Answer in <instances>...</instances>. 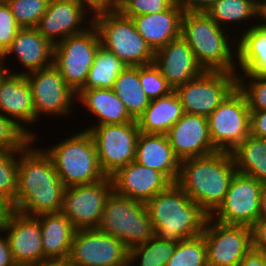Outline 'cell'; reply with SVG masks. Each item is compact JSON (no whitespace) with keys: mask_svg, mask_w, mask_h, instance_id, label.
Returning <instances> with one entry per match:
<instances>
[{"mask_svg":"<svg viewBox=\"0 0 266 266\" xmlns=\"http://www.w3.org/2000/svg\"><path fill=\"white\" fill-rule=\"evenodd\" d=\"M100 45L114 53L126 65L140 67L154 64V52L137 31L132 18L119 10L93 16Z\"/></svg>","mask_w":266,"mask_h":266,"instance_id":"6","label":"cell"},{"mask_svg":"<svg viewBox=\"0 0 266 266\" xmlns=\"http://www.w3.org/2000/svg\"><path fill=\"white\" fill-rule=\"evenodd\" d=\"M145 206L155 236L175 243L200 236L210 217L176 183L155 195Z\"/></svg>","mask_w":266,"mask_h":266,"instance_id":"3","label":"cell"},{"mask_svg":"<svg viewBox=\"0 0 266 266\" xmlns=\"http://www.w3.org/2000/svg\"><path fill=\"white\" fill-rule=\"evenodd\" d=\"M258 24L266 27V0H258L257 4Z\"/></svg>","mask_w":266,"mask_h":266,"instance_id":"50","label":"cell"},{"mask_svg":"<svg viewBox=\"0 0 266 266\" xmlns=\"http://www.w3.org/2000/svg\"><path fill=\"white\" fill-rule=\"evenodd\" d=\"M174 0H123L118 10L126 17L159 13L167 10Z\"/></svg>","mask_w":266,"mask_h":266,"instance_id":"41","label":"cell"},{"mask_svg":"<svg viewBox=\"0 0 266 266\" xmlns=\"http://www.w3.org/2000/svg\"><path fill=\"white\" fill-rule=\"evenodd\" d=\"M14 18L21 28H36L48 9L50 0H7Z\"/></svg>","mask_w":266,"mask_h":266,"instance_id":"37","label":"cell"},{"mask_svg":"<svg viewBox=\"0 0 266 266\" xmlns=\"http://www.w3.org/2000/svg\"><path fill=\"white\" fill-rule=\"evenodd\" d=\"M113 191L120 196L148 202L172 182L160 171L133 161L111 176Z\"/></svg>","mask_w":266,"mask_h":266,"instance_id":"21","label":"cell"},{"mask_svg":"<svg viewBox=\"0 0 266 266\" xmlns=\"http://www.w3.org/2000/svg\"><path fill=\"white\" fill-rule=\"evenodd\" d=\"M118 5L123 1V0H116Z\"/></svg>","mask_w":266,"mask_h":266,"instance_id":"55","label":"cell"},{"mask_svg":"<svg viewBox=\"0 0 266 266\" xmlns=\"http://www.w3.org/2000/svg\"><path fill=\"white\" fill-rule=\"evenodd\" d=\"M1 232L2 231H0V266H14L15 262L11 254L9 241L6 235Z\"/></svg>","mask_w":266,"mask_h":266,"instance_id":"48","label":"cell"},{"mask_svg":"<svg viewBox=\"0 0 266 266\" xmlns=\"http://www.w3.org/2000/svg\"><path fill=\"white\" fill-rule=\"evenodd\" d=\"M98 161L103 173L111 177L120 168L135 161L140 130L137 120L125 124H106L91 127Z\"/></svg>","mask_w":266,"mask_h":266,"instance_id":"10","label":"cell"},{"mask_svg":"<svg viewBox=\"0 0 266 266\" xmlns=\"http://www.w3.org/2000/svg\"><path fill=\"white\" fill-rule=\"evenodd\" d=\"M40 222L43 262L49 259L69 258L76 229L61 212L35 216Z\"/></svg>","mask_w":266,"mask_h":266,"instance_id":"27","label":"cell"},{"mask_svg":"<svg viewBox=\"0 0 266 266\" xmlns=\"http://www.w3.org/2000/svg\"><path fill=\"white\" fill-rule=\"evenodd\" d=\"M13 211L12 204L7 199L0 196V231H2L3 227L7 224Z\"/></svg>","mask_w":266,"mask_h":266,"instance_id":"49","label":"cell"},{"mask_svg":"<svg viewBox=\"0 0 266 266\" xmlns=\"http://www.w3.org/2000/svg\"><path fill=\"white\" fill-rule=\"evenodd\" d=\"M166 266H208L204 237L200 235L178 242Z\"/></svg>","mask_w":266,"mask_h":266,"instance_id":"35","label":"cell"},{"mask_svg":"<svg viewBox=\"0 0 266 266\" xmlns=\"http://www.w3.org/2000/svg\"><path fill=\"white\" fill-rule=\"evenodd\" d=\"M218 0H174L184 13L186 12H204Z\"/></svg>","mask_w":266,"mask_h":266,"instance_id":"46","label":"cell"},{"mask_svg":"<svg viewBox=\"0 0 266 266\" xmlns=\"http://www.w3.org/2000/svg\"><path fill=\"white\" fill-rule=\"evenodd\" d=\"M26 79L31 88L38 120L47 115L55 118L68 117V114L71 116L77 96L54 65L30 72L26 74Z\"/></svg>","mask_w":266,"mask_h":266,"instance_id":"14","label":"cell"},{"mask_svg":"<svg viewBox=\"0 0 266 266\" xmlns=\"http://www.w3.org/2000/svg\"><path fill=\"white\" fill-rule=\"evenodd\" d=\"M230 153L238 173L266 183V139L249 135Z\"/></svg>","mask_w":266,"mask_h":266,"instance_id":"31","label":"cell"},{"mask_svg":"<svg viewBox=\"0 0 266 266\" xmlns=\"http://www.w3.org/2000/svg\"><path fill=\"white\" fill-rule=\"evenodd\" d=\"M7 72L6 66L4 65V63L1 60L0 57V80L2 79L3 75Z\"/></svg>","mask_w":266,"mask_h":266,"instance_id":"53","label":"cell"},{"mask_svg":"<svg viewBox=\"0 0 266 266\" xmlns=\"http://www.w3.org/2000/svg\"><path fill=\"white\" fill-rule=\"evenodd\" d=\"M183 10L173 3L159 13L132 17L137 31L155 53L167 43L181 35Z\"/></svg>","mask_w":266,"mask_h":266,"instance_id":"24","label":"cell"},{"mask_svg":"<svg viewBox=\"0 0 266 266\" xmlns=\"http://www.w3.org/2000/svg\"><path fill=\"white\" fill-rule=\"evenodd\" d=\"M166 136L180 161L217 152L210 140L207 117L202 115L185 113Z\"/></svg>","mask_w":266,"mask_h":266,"instance_id":"20","label":"cell"},{"mask_svg":"<svg viewBox=\"0 0 266 266\" xmlns=\"http://www.w3.org/2000/svg\"><path fill=\"white\" fill-rule=\"evenodd\" d=\"M229 33L207 13L183 14L181 36L203 70L237 73V37Z\"/></svg>","mask_w":266,"mask_h":266,"instance_id":"4","label":"cell"},{"mask_svg":"<svg viewBox=\"0 0 266 266\" xmlns=\"http://www.w3.org/2000/svg\"><path fill=\"white\" fill-rule=\"evenodd\" d=\"M135 161L162 172L172 183L178 178L180 160L175 156L166 134L140 133Z\"/></svg>","mask_w":266,"mask_h":266,"instance_id":"25","label":"cell"},{"mask_svg":"<svg viewBox=\"0 0 266 266\" xmlns=\"http://www.w3.org/2000/svg\"><path fill=\"white\" fill-rule=\"evenodd\" d=\"M260 218H266V183H263L260 194Z\"/></svg>","mask_w":266,"mask_h":266,"instance_id":"52","label":"cell"},{"mask_svg":"<svg viewBox=\"0 0 266 266\" xmlns=\"http://www.w3.org/2000/svg\"><path fill=\"white\" fill-rule=\"evenodd\" d=\"M33 138L14 120L0 113V149L23 150Z\"/></svg>","mask_w":266,"mask_h":266,"instance_id":"39","label":"cell"},{"mask_svg":"<svg viewBox=\"0 0 266 266\" xmlns=\"http://www.w3.org/2000/svg\"><path fill=\"white\" fill-rule=\"evenodd\" d=\"M80 4L92 16L102 13L118 10V3L116 0H78Z\"/></svg>","mask_w":266,"mask_h":266,"instance_id":"43","label":"cell"},{"mask_svg":"<svg viewBox=\"0 0 266 266\" xmlns=\"http://www.w3.org/2000/svg\"><path fill=\"white\" fill-rule=\"evenodd\" d=\"M128 65L99 45L93 64L81 89H112L115 80Z\"/></svg>","mask_w":266,"mask_h":266,"instance_id":"33","label":"cell"},{"mask_svg":"<svg viewBox=\"0 0 266 266\" xmlns=\"http://www.w3.org/2000/svg\"><path fill=\"white\" fill-rule=\"evenodd\" d=\"M97 229L119 239L128 249L155 235L145 203L117 195L107 198Z\"/></svg>","mask_w":266,"mask_h":266,"instance_id":"7","label":"cell"},{"mask_svg":"<svg viewBox=\"0 0 266 266\" xmlns=\"http://www.w3.org/2000/svg\"><path fill=\"white\" fill-rule=\"evenodd\" d=\"M237 172L230 152L217 151L207 156L180 161L176 184L211 215L223 202Z\"/></svg>","mask_w":266,"mask_h":266,"instance_id":"2","label":"cell"},{"mask_svg":"<svg viewBox=\"0 0 266 266\" xmlns=\"http://www.w3.org/2000/svg\"><path fill=\"white\" fill-rule=\"evenodd\" d=\"M250 110L236 88L208 117L210 140L217 151L231 152L250 135Z\"/></svg>","mask_w":266,"mask_h":266,"instance_id":"11","label":"cell"},{"mask_svg":"<svg viewBox=\"0 0 266 266\" xmlns=\"http://www.w3.org/2000/svg\"><path fill=\"white\" fill-rule=\"evenodd\" d=\"M19 151L0 149V196L12 205L17 197V170Z\"/></svg>","mask_w":266,"mask_h":266,"instance_id":"36","label":"cell"},{"mask_svg":"<svg viewBox=\"0 0 266 266\" xmlns=\"http://www.w3.org/2000/svg\"><path fill=\"white\" fill-rule=\"evenodd\" d=\"M8 56H14L24 69L18 72V70L13 71L7 66V71L26 75L53 65L54 45L45 39L36 28H21L12 40L10 47L1 56L5 66Z\"/></svg>","mask_w":266,"mask_h":266,"instance_id":"22","label":"cell"},{"mask_svg":"<svg viewBox=\"0 0 266 266\" xmlns=\"http://www.w3.org/2000/svg\"><path fill=\"white\" fill-rule=\"evenodd\" d=\"M238 266H266V253L252 248Z\"/></svg>","mask_w":266,"mask_h":266,"instance_id":"47","label":"cell"},{"mask_svg":"<svg viewBox=\"0 0 266 266\" xmlns=\"http://www.w3.org/2000/svg\"><path fill=\"white\" fill-rule=\"evenodd\" d=\"M4 2H6L5 0H0V4H3Z\"/></svg>","mask_w":266,"mask_h":266,"instance_id":"56","label":"cell"},{"mask_svg":"<svg viewBox=\"0 0 266 266\" xmlns=\"http://www.w3.org/2000/svg\"><path fill=\"white\" fill-rule=\"evenodd\" d=\"M99 45V34L93 24L83 33L54 45L53 65L75 93L84 86Z\"/></svg>","mask_w":266,"mask_h":266,"instance_id":"8","label":"cell"},{"mask_svg":"<svg viewBox=\"0 0 266 266\" xmlns=\"http://www.w3.org/2000/svg\"><path fill=\"white\" fill-rule=\"evenodd\" d=\"M0 113L14 120L37 141V133L28 128L33 123L35 126L39 121L36 118L32 92L26 75L8 71L3 75L0 80Z\"/></svg>","mask_w":266,"mask_h":266,"instance_id":"19","label":"cell"},{"mask_svg":"<svg viewBox=\"0 0 266 266\" xmlns=\"http://www.w3.org/2000/svg\"><path fill=\"white\" fill-rule=\"evenodd\" d=\"M129 249L117 238L97 228L78 229L69 259L76 266H128Z\"/></svg>","mask_w":266,"mask_h":266,"instance_id":"16","label":"cell"},{"mask_svg":"<svg viewBox=\"0 0 266 266\" xmlns=\"http://www.w3.org/2000/svg\"><path fill=\"white\" fill-rule=\"evenodd\" d=\"M43 149L52 158L65 187L92 184L106 177L98 161L94 140L87 130H80Z\"/></svg>","mask_w":266,"mask_h":266,"instance_id":"5","label":"cell"},{"mask_svg":"<svg viewBox=\"0 0 266 266\" xmlns=\"http://www.w3.org/2000/svg\"><path fill=\"white\" fill-rule=\"evenodd\" d=\"M92 18L91 13L78 0H50L36 29L45 39L56 45L68 36L86 31L93 24Z\"/></svg>","mask_w":266,"mask_h":266,"instance_id":"17","label":"cell"},{"mask_svg":"<svg viewBox=\"0 0 266 266\" xmlns=\"http://www.w3.org/2000/svg\"><path fill=\"white\" fill-rule=\"evenodd\" d=\"M236 37L237 75H266V27L257 24Z\"/></svg>","mask_w":266,"mask_h":266,"instance_id":"28","label":"cell"},{"mask_svg":"<svg viewBox=\"0 0 266 266\" xmlns=\"http://www.w3.org/2000/svg\"><path fill=\"white\" fill-rule=\"evenodd\" d=\"M250 112V135L266 139V110Z\"/></svg>","mask_w":266,"mask_h":266,"instance_id":"45","label":"cell"},{"mask_svg":"<svg viewBox=\"0 0 266 266\" xmlns=\"http://www.w3.org/2000/svg\"><path fill=\"white\" fill-rule=\"evenodd\" d=\"M253 248L266 253V218H259L252 226Z\"/></svg>","mask_w":266,"mask_h":266,"instance_id":"44","label":"cell"},{"mask_svg":"<svg viewBox=\"0 0 266 266\" xmlns=\"http://www.w3.org/2000/svg\"><path fill=\"white\" fill-rule=\"evenodd\" d=\"M201 235L208 266H238L253 248L251 227L245 225H227L209 217Z\"/></svg>","mask_w":266,"mask_h":266,"instance_id":"15","label":"cell"},{"mask_svg":"<svg viewBox=\"0 0 266 266\" xmlns=\"http://www.w3.org/2000/svg\"><path fill=\"white\" fill-rule=\"evenodd\" d=\"M14 266H34V265H22V264H15Z\"/></svg>","mask_w":266,"mask_h":266,"instance_id":"54","label":"cell"},{"mask_svg":"<svg viewBox=\"0 0 266 266\" xmlns=\"http://www.w3.org/2000/svg\"><path fill=\"white\" fill-rule=\"evenodd\" d=\"M20 29L7 2L0 4V57L10 47Z\"/></svg>","mask_w":266,"mask_h":266,"instance_id":"42","label":"cell"},{"mask_svg":"<svg viewBox=\"0 0 266 266\" xmlns=\"http://www.w3.org/2000/svg\"><path fill=\"white\" fill-rule=\"evenodd\" d=\"M263 183L236 172L220 206L210 215L227 225L251 227L260 218V194Z\"/></svg>","mask_w":266,"mask_h":266,"instance_id":"13","label":"cell"},{"mask_svg":"<svg viewBox=\"0 0 266 266\" xmlns=\"http://www.w3.org/2000/svg\"><path fill=\"white\" fill-rule=\"evenodd\" d=\"M112 192L113 182L109 176L92 184L66 187L60 212L76 230L97 228L105 202Z\"/></svg>","mask_w":266,"mask_h":266,"instance_id":"12","label":"cell"},{"mask_svg":"<svg viewBox=\"0 0 266 266\" xmlns=\"http://www.w3.org/2000/svg\"><path fill=\"white\" fill-rule=\"evenodd\" d=\"M237 88L245 95L250 111L266 110V75H237Z\"/></svg>","mask_w":266,"mask_h":266,"instance_id":"38","label":"cell"},{"mask_svg":"<svg viewBox=\"0 0 266 266\" xmlns=\"http://www.w3.org/2000/svg\"><path fill=\"white\" fill-rule=\"evenodd\" d=\"M139 80L145 95L151 100L168 95L173 88L155 64L139 67Z\"/></svg>","mask_w":266,"mask_h":266,"instance_id":"40","label":"cell"},{"mask_svg":"<svg viewBox=\"0 0 266 266\" xmlns=\"http://www.w3.org/2000/svg\"><path fill=\"white\" fill-rule=\"evenodd\" d=\"M112 90L134 120H137L150 104V99L145 95L139 80V67L128 66L117 77Z\"/></svg>","mask_w":266,"mask_h":266,"instance_id":"32","label":"cell"},{"mask_svg":"<svg viewBox=\"0 0 266 266\" xmlns=\"http://www.w3.org/2000/svg\"><path fill=\"white\" fill-rule=\"evenodd\" d=\"M35 143L33 139L19 151L17 197L12 205L14 211L27 216L60 212L66 188L52 158Z\"/></svg>","mask_w":266,"mask_h":266,"instance_id":"1","label":"cell"},{"mask_svg":"<svg viewBox=\"0 0 266 266\" xmlns=\"http://www.w3.org/2000/svg\"><path fill=\"white\" fill-rule=\"evenodd\" d=\"M184 109L177 93L151 100L144 113L137 119L141 133L166 134L184 115Z\"/></svg>","mask_w":266,"mask_h":266,"instance_id":"29","label":"cell"},{"mask_svg":"<svg viewBox=\"0 0 266 266\" xmlns=\"http://www.w3.org/2000/svg\"><path fill=\"white\" fill-rule=\"evenodd\" d=\"M237 88V73L204 70L177 86L184 113L208 117Z\"/></svg>","mask_w":266,"mask_h":266,"instance_id":"9","label":"cell"},{"mask_svg":"<svg viewBox=\"0 0 266 266\" xmlns=\"http://www.w3.org/2000/svg\"><path fill=\"white\" fill-rule=\"evenodd\" d=\"M15 264L39 266L43 263L40 222L35 216L13 211L3 227Z\"/></svg>","mask_w":266,"mask_h":266,"instance_id":"18","label":"cell"},{"mask_svg":"<svg viewBox=\"0 0 266 266\" xmlns=\"http://www.w3.org/2000/svg\"><path fill=\"white\" fill-rule=\"evenodd\" d=\"M176 244L173 241L159 239L154 235L145 243L129 249L128 265L166 266L169 259L173 256Z\"/></svg>","mask_w":266,"mask_h":266,"instance_id":"34","label":"cell"},{"mask_svg":"<svg viewBox=\"0 0 266 266\" xmlns=\"http://www.w3.org/2000/svg\"><path fill=\"white\" fill-rule=\"evenodd\" d=\"M39 266H76L69 258L65 259H49L41 263Z\"/></svg>","mask_w":266,"mask_h":266,"instance_id":"51","label":"cell"},{"mask_svg":"<svg viewBox=\"0 0 266 266\" xmlns=\"http://www.w3.org/2000/svg\"><path fill=\"white\" fill-rule=\"evenodd\" d=\"M154 64L173 90L204 71L181 35L155 52Z\"/></svg>","mask_w":266,"mask_h":266,"instance_id":"23","label":"cell"},{"mask_svg":"<svg viewBox=\"0 0 266 266\" xmlns=\"http://www.w3.org/2000/svg\"><path fill=\"white\" fill-rule=\"evenodd\" d=\"M257 4L258 0H218L206 11V13L220 27L230 32L231 30H234L232 33L236 31L234 35L236 37V34L238 36V31L242 30L239 32L240 34L243 30L245 31L258 24ZM249 21L250 24L253 22L252 25L249 24ZM242 23L243 25H241ZM245 25L248 28H246ZM242 26L246 29H243ZM238 28L240 30H238Z\"/></svg>","mask_w":266,"mask_h":266,"instance_id":"30","label":"cell"},{"mask_svg":"<svg viewBox=\"0 0 266 266\" xmlns=\"http://www.w3.org/2000/svg\"><path fill=\"white\" fill-rule=\"evenodd\" d=\"M76 102L80 107L89 111L96 118V122L84 130L93 126L106 124H125L134 119L127 112L124 103L112 89H80L76 93Z\"/></svg>","mask_w":266,"mask_h":266,"instance_id":"26","label":"cell"}]
</instances>
